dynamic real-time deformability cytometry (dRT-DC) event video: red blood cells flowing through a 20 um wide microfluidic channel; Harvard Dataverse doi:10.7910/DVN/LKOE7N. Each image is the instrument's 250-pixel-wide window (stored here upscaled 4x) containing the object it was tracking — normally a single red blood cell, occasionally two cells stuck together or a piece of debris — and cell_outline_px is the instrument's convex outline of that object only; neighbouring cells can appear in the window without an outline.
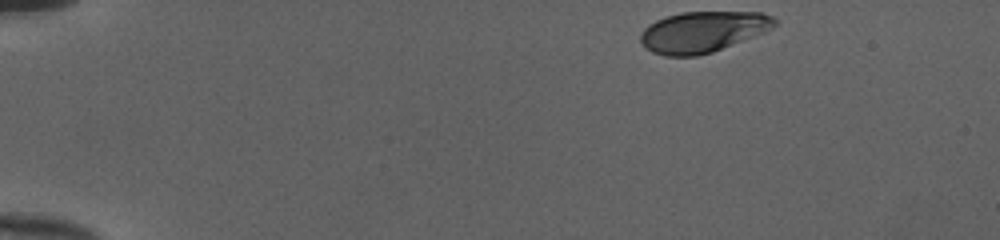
{"species": "human", "species_latin": "Homo sapiens", "temperature_condition": "cold", "stored_images_in_passage": 39, "camera_frame_rate_fps": 3000, "um_per_image_px": 0.085, "donor": {"sex": "female"}, "frame": {"image": 1, "passage_image": 1, "time_ms": 0.0, "image_size_px": [1000, 240], "cell_outline_px": [[776, 24], [772, 28], [764, 32], [712, 52], [696, 56], [664, 56], [652, 52], [640, 40], [640, 32], [648, 24], [664, 16], [680, 12], [760, 12], [772, 16], [776, 20]], "centroid_in_image_um": [59.71, 2.69], "position_along_channel_um": 25.3, "area_um2": 31.91}}
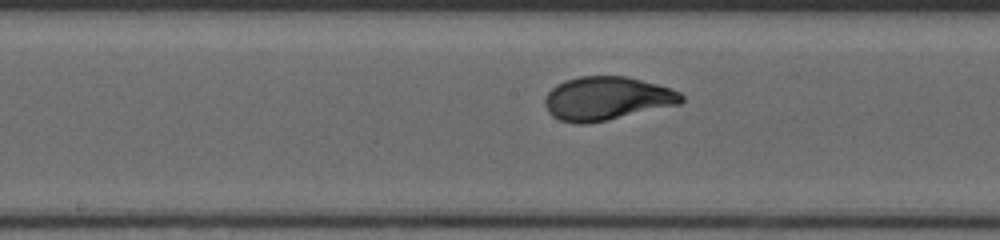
{"frame": {"image": 2, "passage_image": 22, "time_ms": 7.0, "image_size_px": [1000, 240], "cell_outline_px": [[684, 100], [680, 104], [604, 120], [584, 124], [576, 124], [560, 120], [552, 116], [548, 112], [544, 104], [544, 96], [556, 84], [564, 80], [580, 76], [628, 76], [672, 88], [680, 92], [684, 96]], "centroid_in_image_um": [51.56, 8.35], "position_along_channel_um": 196.6, "area_um2": 34.68}}
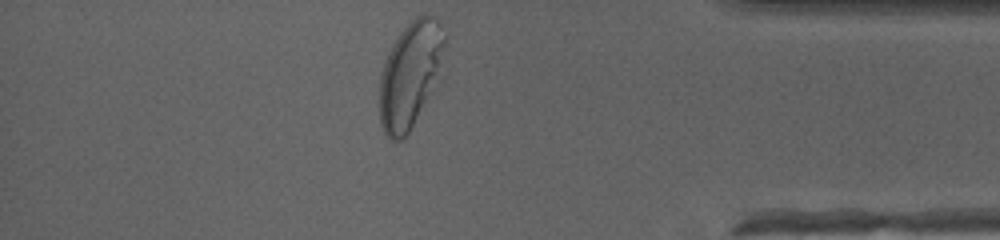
{"frame": {"image": 3, "passage_image": 39, "time_ms": 12.667, "image_size_px": [1000, 240], "cell_outline_px": [[448, 36], [440, 80], [404, 140], [392, 140], [384, 132], [380, 124], [380, 72], [384, 60], [392, 44], [400, 32], [416, 16], [424, 12], [440, 20]], "centroid_in_image_um": [34.93, 6.29], "position_along_channel_um": 400.3, "area_um2": 41.5}, "authors_computed_cell_mechanics": {"area_um2": 34.1598, "velocity_mm_per_s": 3.9952, "shape_relaxation_time_tau1_ms": 3.67, "shape_relaxation_time_tau2_ms": null, "deformation_change_tau1": 0.1905, "deformation_change_tau2": null}}